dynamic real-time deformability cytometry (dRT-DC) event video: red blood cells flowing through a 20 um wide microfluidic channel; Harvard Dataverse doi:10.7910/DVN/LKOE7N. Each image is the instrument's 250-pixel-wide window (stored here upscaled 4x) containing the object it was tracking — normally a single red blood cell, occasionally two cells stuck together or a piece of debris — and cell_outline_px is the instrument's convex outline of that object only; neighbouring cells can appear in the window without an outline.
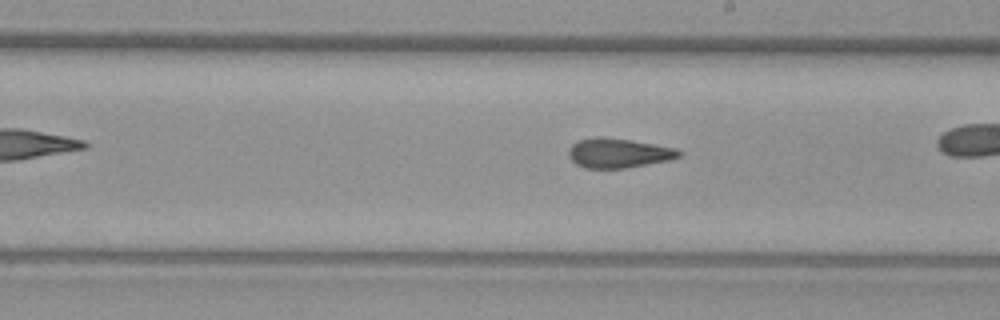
{"species": "common noctule bat (a hibernating species)", "species_latin": "Nyctalus noctula", "temperature_condition": "warm", "stored_images_in_passage": 42, "camera_frame_rate_fps": 3000, "um_per_image_px": 0.085, "animal": {"sex": "female", "body_mass_g": 29.2, "forearm_length_mm": 56.3}, "frame": {"image": 1, "passage_image": 30, "time_ms": 9.667, "image_size_px": [1000, 320], "cell_outline_px": [[684, 152], [680, 156], [672, 160], [624, 168], [584, 168], [576, 164], [568, 156], [568, 148], [572, 144], [580, 140], [632, 140], [676, 148]], "centroid_in_image_um": [52.64, 13.06], "position_along_channel_um": 236.4, "area_um2": 18.38}}